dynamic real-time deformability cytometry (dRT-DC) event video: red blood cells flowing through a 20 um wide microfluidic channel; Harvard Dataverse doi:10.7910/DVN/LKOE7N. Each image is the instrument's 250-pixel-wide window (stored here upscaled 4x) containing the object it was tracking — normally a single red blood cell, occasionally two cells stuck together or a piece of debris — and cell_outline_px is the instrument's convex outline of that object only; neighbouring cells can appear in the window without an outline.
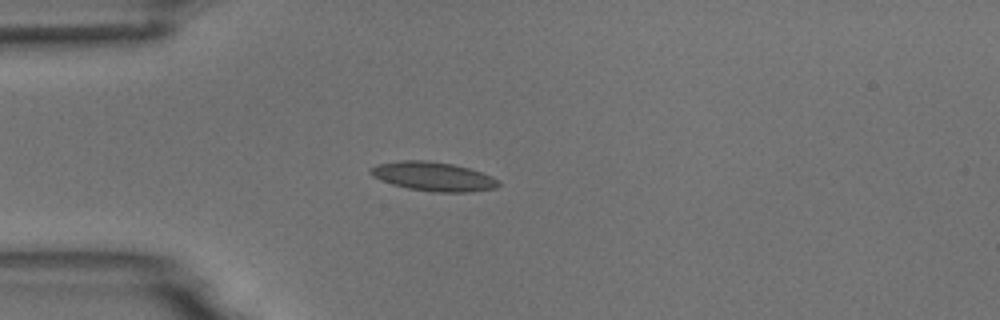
{"species": "common noctule bat (a hibernating species)", "species_latin": "Nyctalus noctula", "temperature_condition": "room temperature", "stored_images_in_passage": 1, "camera_frame_rate_fps": 3000, "um_per_image_px": 0.085, "animal": {"sex": "male", "body_mass_g": 18.8}, "frame": {"image": 1, "passage_image": 1, "time_ms": 0.0, "image_size_px": [1000, 320], "cell_outline_px": [[500, 184], [496, 188], [468, 192], [432, 192], [408, 188], [392, 184], [380, 180], [372, 176], [368, 172], [368, 168], [376, 164], [400, 160], [428, 160], [452, 164], [468, 168], [492, 176], [500, 180]], "centroid_in_image_um": [36.79, 14.99], "position_along_channel_um": 48.2, "area_um2": 21.85}}